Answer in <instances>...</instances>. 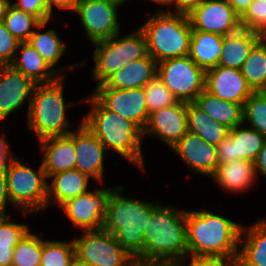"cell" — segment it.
Listing matches in <instances>:
<instances>
[{
    "label": "cell",
    "instance_id": "277c9868",
    "mask_svg": "<svg viewBox=\"0 0 266 266\" xmlns=\"http://www.w3.org/2000/svg\"><path fill=\"white\" fill-rule=\"evenodd\" d=\"M123 190L119 185L111 192L102 229L113 234L122 247L138 259L143 254V233L151 212L160 203L128 198L122 195Z\"/></svg>",
    "mask_w": 266,
    "mask_h": 266
},
{
    "label": "cell",
    "instance_id": "9a60e30c",
    "mask_svg": "<svg viewBox=\"0 0 266 266\" xmlns=\"http://www.w3.org/2000/svg\"><path fill=\"white\" fill-rule=\"evenodd\" d=\"M68 135L74 140L76 151L75 169L88 175L98 185L104 183L106 148L81 122Z\"/></svg>",
    "mask_w": 266,
    "mask_h": 266
},
{
    "label": "cell",
    "instance_id": "7402d4cb",
    "mask_svg": "<svg viewBox=\"0 0 266 266\" xmlns=\"http://www.w3.org/2000/svg\"><path fill=\"white\" fill-rule=\"evenodd\" d=\"M210 179L230 195L247 192L258 181L254 162L246 160L220 163Z\"/></svg>",
    "mask_w": 266,
    "mask_h": 266
},
{
    "label": "cell",
    "instance_id": "8fae6325",
    "mask_svg": "<svg viewBox=\"0 0 266 266\" xmlns=\"http://www.w3.org/2000/svg\"><path fill=\"white\" fill-rule=\"evenodd\" d=\"M125 3L128 4L104 0L76 1L73 13L79 17L82 30L91 44L122 33L118 8Z\"/></svg>",
    "mask_w": 266,
    "mask_h": 266
},
{
    "label": "cell",
    "instance_id": "8992f818",
    "mask_svg": "<svg viewBox=\"0 0 266 266\" xmlns=\"http://www.w3.org/2000/svg\"><path fill=\"white\" fill-rule=\"evenodd\" d=\"M139 29L148 54L157 62L189 55L192 26L187 14L155 11Z\"/></svg>",
    "mask_w": 266,
    "mask_h": 266
},
{
    "label": "cell",
    "instance_id": "9f6ffc18",
    "mask_svg": "<svg viewBox=\"0 0 266 266\" xmlns=\"http://www.w3.org/2000/svg\"><path fill=\"white\" fill-rule=\"evenodd\" d=\"M76 1H91V0H76ZM104 1H111V2H129V0H104Z\"/></svg>",
    "mask_w": 266,
    "mask_h": 266
},
{
    "label": "cell",
    "instance_id": "60d3db41",
    "mask_svg": "<svg viewBox=\"0 0 266 266\" xmlns=\"http://www.w3.org/2000/svg\"><path fill=\"white\" fill-rule=\"evenodd\" d=\"M18 9L35 16L40 22L53 20V14L47 9L46 0H11Z\"/></svg>",
    "mask_w": 266,
    "mask_h": 266
},
{
    "label": "cell",
    "instance_id": "cb8c5ba5",
    "mask_svg": "<svg viewBox=\"0 0 266 266\" xmlns=\"http://www.w3.org/2000/svg\"><path fill=\"white\" fill-rule=\"evenodd\" d=\"M49 21L51 22V20L41 22L30 35L27 42L44 58L54 71L60 76L66 77L64 73H66L67 70V72H69L70 69L75 70L83 66L84 61L83 63L79 62L69 66L56 67L62 59V56L65 55L67 46L64 44L65 42L62 41V38L60 39L59 34L54 28L41 32L42 29L46 28V25L50 23Z\"/></svg>",
    "mask_w": 266,
    "mask_h": 266
},
{
    "label": "cell",
    "instance_id": "11a10c76",
    "mask_svg": "<svg viewBox=\"0 0 266 266\" xmlns=\"http://www.w3.org/2000/svg\"><path fill=\"white\" fill-rule=\"evenodd\" d=\"M162 266H187L183 261L163 262Z\"/></svg>",
    "mask_w": 266,
    "mask_h": 266
},
{
    "label": "cell",
    "instance_id": "4dcf8cb0",
    "mask_svg": "<svg viewBox=\"0 0 266 266\" xmlns=\"http://www.w3.org/2000/svg\"><path fill=\"white\" fill-rule=\"evenodd\" d=\"M188 131L200 136L211 145H219L228 136L229 130L210 118L194 102L187 103Z\"/></svg>",
    "mask_w": 266,
    "mask_h": 266
},
{
    "label": "cell",
    "instance_id": "7c38bea8",
    "mask_svg": "<svg viewBox=\"0 0 266 266\" xmlns=\"http://www.w3.org/2000/svg\"><path fill=\"white\" fill-rule=\"evenodd\" d=\"M113 188L95 190L68 199L59 208L67 220L80 231L101 230L107 213L108 200Z\"/></svg>",
    "mask_w": 266,
    "mask_h": 266
},
{
    "label": "cell",
    "instance_id": "7bdbcfd3",
    "mask_svg": "<svg viewBox=\"0 0 266 266\" xmlns=\"http://www.w3.org/2000/svg\"><path fill=\"white\" fill-rule=\"evenodd\" d=\"M5 134V131L0 134V171H6L9 162L15 156L10 152V144Z\"/></svg>",
    "mask_w": 266,
    "mask_h": 266
},
{
    "label": "cell",
    "instance_id": "4316f807",
    "mask_svg": "<svg viewBox=\"0 0 266 266\" xmlns=\"http://www.w3.org/2000/svg\"><path fill=\"white\" fill-rule=\"evenodd\" d=\"M10 65L36 84L51 83L60 77L28 42L19 43Z\"/></svg>",
    "mask_w": 266,
    "mask_h": 266
},
{
    "label": "cell",
    "instance_id": "d6986e66",
    "mask_svg": "<svg viewBox=\"0 0 266 266\" xmlns=\"http://www.w3.org/2000/svg\"><path fill=\"white\" fill-rule=\"evenodd\" d=\"M265 140L266 136L244 123L237 125L216 146L219 164L235 160L254 162Z\"/></svg>",
    "mask_w": 266,
    "mask_h": 266
},
{
    "label": "cell",
    "instance_id": "836d02e7",
    "mask_svg": "<svg viewBox=\"0 0 266 266\" xmlns=\"http://www.w3.org/2000/svg\"><path fill=\"white\" fill-rule=\"evenodd\" d=\"M42 236L31 230L16 245L11 266H40Z\"/></svg>",
    "mask_w": 266,
    "mask_h": 266
},
{
    "label": "cell",
    "instance_id": "f907efd6",
    "mask_svg": "<svg viewBox=\"0 0 266 266\" xmlns=\"http://www.w3.org/2000/svg\"><path fill=\"white\" fill-rule=\"evenodd\" d=\"M127 266H162V262L142 261V260L134 258Z\"/></svg>",
    "mask_w": 266,
    "mask_h": 266
},
{
    "label": "cell",
    "instance_id": "f1b7e54d",
    "mask_svg": "<svg viewBox=\"0 0 266 266\" xmlns=\"http://www.w3.org/2000/svg\"><path fill=\"white\" fill-rule=\"evenodd\" d=\"M223 36L192 30L189 57L205 71L217 67L222 52Z\"/></svg>",
    "mask_w": 266,
    "mask_h": 266
},
{
    "label": "cell",
    "instance_id": "7a4b0ae2",
    "mask_svg": "<svg viewBox=\"0 0 266 266\" xmlns=\"http://www.w3.org/2000/svg\"><path fill=\"white\" fill-rule=\"evenodd\" d=\"M242 224L209 210L186 209L189 257L239 256Z\"/></svg>",
    "mask_w": 266,
    "mask_h": 266
},
{
    "label": "cell",
    "instance_id": "b9f144b4",
    "mask_svg": "<svg viewBox=\"0 0 266 266\" xmlns=\"http://www.w3.org/2000/svg\"><path fill=\"white\" fill-rule=\"evenodd\" d=\"M189 259V262H188ZM187 260V261H186ZM183 262L187 266H237V258L230 257H187ZM189 263V264H188Z\"/></svg>",
    "mask_w": 266,
    "mask_h": 266
},
{
    "label": "cell",
    "instance_id": "83f0119b",
    "mask_svg": "<svg viewBox=\"0 0 266 266\" xmlns=\"http://www.w3.org/2000/svg\"><path fill=\"white\" fill-rule=\"evenodd\" d=\"M262 37L257 32L242 28L233 34L223 36L218 65L240 70L251 49Z\"/></svg>",
    "mask_w": 266,
    "mask_h": 266
},
{
    "label": "cell",
    "instance_id": "f6af8a7d",
    "mask_svg": "<svg viewBox=\"0 0 266 266\" xmlns=\"http://www.w3.org/2000/svg\"><path fill=\"white\" fill-rule=\"evenodd\" d=\"M203 0H173V7L171 10L176 13L189 14L196 8Z\"/></svg>",
    "mask_w": 266,
    "mask_h": 266
},
{
    "label": "cell",
    "instance_id": "ee69618b",
    "mask_svg": "<svg viewBox=\"0 0 266 266\" xmlns=\"http://www.w3.org/2000/svg\"><path fill=\"white\" fill-rule=\"evenodd\" d=\"M8 204H11L7 189L6 171H0V216H7Z\"/></svg>",
    "mask_w": 266,
    "mask_h": 266
},
{
    "label": "cell",
    "instance_id": "3957f363",
    "mask_svg": "<svg viewBox=\"0 0 266 266\" xmlns=\"http://www.w3.org/2000/svg\"><path fill=\"white\" fill-rule=\"evenodd\" d=\"M142 261L176 262L188 257L186 209L159 204L143 233Z\"/></svg>",
    "mask_w": 266,
    "mask_h": 266
},
{
    "label": "cell",
    "instance_id": "44dd1931",
    "mask_svg": "<svg viewBox=\"0 0 266 266\" xmlns=\"http://www.w3.org/2000/svg\"><path fill=\"white\" fill-rule=\"evenodd\" d=\"M42 165L47 178L53 174L75 169L76 151L69 135L39 140Z\"/></svg>",
    "mask_w": 266,
    "mask_h": 266
},
{
    "label": "cell",
    "instance_id": "74e56055",
    "mask_svg": "<svg viewBox=\"0 0 266 266\" xmlns=\"http://www.w3.org/2000/svg\"><path fill=\"white\" fill-rule=\"evenodd\" d=\"M30 230L28 223H17L10 215L0 216V247L15 248Z\"/></svg>",
    "mask_w": 266,
    "mask_h": 266
},
{
    "label": "cell",
    "instance_id": "ffe728a7",
    "mask_svg": "<svg viewBox=\"0 0 266 266\" xmlns=\"http://www.w3.org/2000/svg\"><path fill=\"white\" fill-rule=\"evenodd\" d=\"M205 90L242 106L254 92L240 70L220 65L206 71Z\"/></svg>",
    "mask_w": 266,
    "mask_h": 266
},
{
    "label": "cell",
    "instance_id": "7dc6e473",
    "mask_svg": "<svg viewBox=\"0 0 266 266\" xmlns=\"http://www.w3.org/2000/svg\"><path fill=\"white\" fill-rule=\"evenodd\" d=\"M254 166L257 177L260 175L266 178V140L254 161Z\"/></svg>",
    "mask_w": 266,
    "mask_h": 266
},
{
    "label": "cell",
    "instance_id": "d590c367",
    "mask_svg": "<svg viewBox=\"0 0 266 266\" xmlns=\"http://www.w3.org/2000/svg\"><path fill=\"white\" fill-rule=\"evenodd\" d=\"M243 123L266 136V91H254L246 100Z\"/></svg>",
    "mask_w": 266,
    "mask_h": 266
},
{
    "label": "cell",
    "instance_id": "db71d44e",
    "mask_svg": "<svg viewBox=\"0 0 266 266\" xmlns=\"http://www.w3.org/2000/svg\"><path fill=\"white\" fill-rule=\"evenodd\" d=\"M68 266H90V265L81 260L77 255H74Z\"/></svg>",
    "mask_w": 266,
    "mask_h": 266
},
{
    "label": "cell",
    "instance_id": "2e32d148",
    "mask_svg": "<svg viewBox=\"0 0 266 266\" xmlns=\"http://www.w3.org/2000/svg\"><path fill=\"white\" fill-rule=\"evenodd\" d=\"M187 132V103L177 101L149 114L147 125L143 129V138L146 135L154 136L172 148Z\"/></svg>",
    "mask_w": 266,
    "mask_h": 266
},
{
    "label": "cell",
    "instance_id": "ba28073f",
    "mask_svg": "<svg viewBox=\"0 0 266 266\" xmlns=\"http://www.w3.org/2000/svg\"><path fill=\"white\" fill-rule=\"evenodd\" d=\"M6 178L11 205L23 216L47 209L48 178L42 162L33 169L14 156L6 169Z\"/></svg>",
    "mask_w": 266,
    "mask_h": 266
},
{
    "label": "cell",
    "instance_id": "816d5d0a",
    "mask_svg": "<svg viewBox=\"0 0 266 266\" xmlns=\"http://www.w3.org/2000/svg\"><path fill=\"white\" fill-rule=\"evenodd\" d=\"M150 1L151 3L153 2L155 5H159L162 6V8H160V10H156V11H170V8L173 7V0H147ZM168 7V9L166 8ZM165 8V9H164Z\"/></svg>",
    "mask_w": 266,
    "mask_h": 266
},
{
    "label": "cell",
    "instance_id": "5bb4252c",
    "mask_svg": "<svg viewBox=\"0 0 266 266\" xmlns=\"http://www.w3.org/2000/svg\"><path fill=\"white\" fill-rule=\"evenodd\" d=\"M188 17L192 30L225 36L241 29L240 17L226 0H203Z\"/></svg>",
    "mask_w": 266,
    "mask_h": 266
},
{
    "label": "cell",
    "instance_id": "d4e9b609",
    "mask_svg": "<svg viewBox=\"0 0 266 266\" xmlns=\"http://www.w3.org/2000/svg\"><path fill=\"white\" fill-rule=\"evenodd\" d=\"M91 179L88 175L77 169L49 176L47 184V208H49L50 204L51 206L56 204L60 207L68 199L88 192L90 190L89 181Z\"/></svg>",
    "mask_w": 266,
    "mask_h": 266
},
{
    "label": "cell",
    "instance_id": "f5cc1de1",
    "mask_svg": "<svg viewBox=\"0 0 266 266\" xmlns=\"http://www.w3.org/2000/svg\"><path fill=\"white\" fill-rule=\"evenodd\" d=\"M11 3V0H0V21L3 20V17L6 14L8 5Z\"/></svg>",
    "mask_w": 266,
    "mask_h": 266
},
{
    "label": "cell",
    "instance_id": "30bf717a",
    "mask_svg": "<svg viewBox=\"0 0 266 266\" xmlns=\"http://www.w3.org/2000/svg\"><path fill=\"white\" fill-rule=\"evenodd\" d=\"M81 232L73 238L75 255L90 266H127L134 259L113 234L103 229Z\"/></svg>",
    "mask_w": 266,
    "mask_h": 266
},
{
    "label": "cell",
    "instance_id": "f35d334b",
    "mask_svg": "<svg viewBox=\"0 0 266 266\" xmlns=\"http://www.w3.org/2000/svg\"><path fill=\"white\" fill-rule=\"evenodd\" d=\"M242 29L257 32L266 37V2L254 0L240 18Z\"/></svg>",
    "mask_w": 266,
    "mask_h": 266
},
{
    "label": "cell",
    "instance_id": "ab89813d",
    "mask_svg": "<svg viewBox=\"0 0 266 266\" xmlns=\"http://www.w3.org/2000/svg\"><path fill=\"white\" fill-rule=\"evenodd\" d=\"M20 41L16 39L0 21V66L10 65L15 57Z\"/></svg>",
    "mask_w": 266,
    "mask_h": 266
},
{
    "label": "cell",
    "instance_id": "4fadbf2b",
    "mask_svg": "<svg viewBox=\"0 0 266 266\" xmlns=\"http://www.w3.org/2000/svg\"><path fill=\"white\" fill-rule=\"evenodd\" d=\"M91 94L106 109L134 122L142 131L147 125L149 113L144 88H94Z\"/></svg>",
    "mask_w": 266,
    "mask_h": 266
},
{
    "label": "cell",
    "instance_id": "1f68e13d",
    "mask_svg": "<svg viewBox=\"0 0 266 266\" xmlns=\"http://www.w3.org/2000/svg\"><path fill=\"white\" fill-rule=\"evenodd\" d=\"M240 71L253 91H266V37L253 46Z\"/></svg>",
    "mask_w": 266,
    "mask_h": 266
},
{
    "label": "cell",
    "instance_id": "e575fe53",
    "mask_svg": "<svg viewBox=\"0 0 266 266\" xmlns=\"http://www.w3.org/2000/svg\"><path fill=\"white\" fill-rule=\"evenodd\" d=\"M74 255L73 239L68 242L42 239L40 266H68Z\"/></svg>",
    "mask_w": 266,
    "mask_h": 266
},
{
    "label": "cell",
    "instance_id": "d6a6232c",
    "mask_svg": "<svg viewBox=\"0 0 266 266\" xmlns=\"http://www.w3.org/2000/svg\"><path fill=\"white\" fill-rule=\"evenodd\" d=\"M6 29L20 42H27L30 35L41 23L35 16L18 9L10 3L3 17Z\"/></svg>",
    "mask_w": 266,
    "mask_h": 266
},
{
    "label": "cell",
    "instance_id": "8d00e7d4",
    "mask_svg": "<svg viewBox=\"0 0 266 266\" xmlns=\"http://www.w3.org/2000/svg\"><path fill=\"white\" fill-rule=\"evenodd\" d=\"M146 104L148 113L161 108L171 106L177 102L172 92L165 86L163 81L156 75L145 87Z\"/></svg>",
    "mask_w": 266,
    "mask_h": 266
},
{
    "label": "cell",
    "instance_id": "f546056e",
    "mask_svg": "<svg viewBox=\"0 0 266 266\" xmlns=\"http://www.w3.org/2000/svg\"><path fill=\"white\" fill-rule=\"evenodd\" d=\"M194 103L201 108L210 118L233 129L243 123V106L230 101L222 100L207 90H204Z\"/></svg>",
    "mask_w": 266,
    "mask_h": 266
},
{
    "label": "cell",
    "instance_id": "681fc988",
    "mask_svg": "<svg viewBox=\"0 0 266 266\" xmlns=\"http://www.w3.org/2000/svg\"><path fill=\"white\" fill-rule=\"evenodd\" d=\"M14 248L0 247V266H11L13 261Z\"/></svg>",
    "mask_w": 266,
    "mask_h": 266
},
{
    "label": "cell",
    "instance_id": "bcb514c9",
    "mask_svg": "<svg viewBox=\"0 0 266 266\" xmlns=\"http://www.w3.org/2000/svg\"><path fill=\"white\" fill-rule=\"evenodd\" d=\"M76 3V0H46V6H47V9L52 13L54 14L53 11L54 8L56 7L57 10H70V11H73V8H74V5Z\"/></svg>",
    "mask_w": 266,
    "mask_h": 266
},
{
    "label": "cell",
    "instance_id": "52a82bcc",
    "mask_svg": "<svg viewBox=\"0 0 266 266\" xmlns=\"http://www.w3.org/2000/svg\"><path fill=\"white\" fill-rule=\"evenodd\" d=\"M121 33L105 40L93 43L92 80L95 87L103 84L111 75L127 63L148 55L147 41L144 33L138 28L126 35Z\"/></svg>",
    "mask_w": 266,
    "mask_h": 266
},
{
    "label": "cell",
    "instance_id": "c3c4849f",
    "mask_svg": "<svg viewBox=\"0 0 266 266\" xmlns=\"http://www.w3.org/2000/svg\"><path fill=\"white\" fill-rule=\"evenodd\" d=\"M241 18L254 0H226Z\"/></svg>",
    "mask_w": 266,
    "mask_h": 266
},
{
    "label": "cell",
    "instance_id": "603a6c76",
    "mask_svg": "<svg viewBox=\"0 0 266 266\" xmlns=\"http://www.w3.org/2000/svg\"><path fill=\"white\" fill-rule=\"evenodd\" d=\"M158 63L148 54L127 63L103 84L94 88L134 89L144 88L156 75Z\"/></svg>",
    "mask_w": 266,
    "mask_h": 266
},
{
    "label": "cell",
    "instance_id": "484cf974",
    "mask_svg": "<svg viewBox=\"0 0 266 266\" xmlns=\"http://www.w3.org/2000/svg\"><path fill=\"white\" fill-rule=\"evenodd\" d=\"M238 262L241 266H266V217L242 225Z\"/></svg>",
    "mask_w": 266,
    "mask_h": 266
},
{
    "label": "cell",
    "instance_id": "5b68a950",
    "mask_svg": "<svg viewBox=\"0 0 266 266\" xmlns=\"http://www.w3.org/2000/svg\"><path fill=\"white\" fill-rule=\"evenodd\" d=\"M64 76L51 83L36 84L27 113V126L36 139L68 135L75 123L66 112L73 103L65 102ZM67 104V105H66Z\"/></svg>",
    "mask_w": 266,
    "mask_h": 266
},
{
    "label": "cell",
    "instance_id": "9c48e42d",
    "mask_svg": "<svg viewBox=\"0 0 266 266\" xmlns=\"http://www.w3.org/2000/svg\"><path fill=\"white\" fill-rule=\"evenodd\" d=\"M157 75L177 101L194 102L205 90L206 71L189 56L158 63Z\"/></svg>",
    "mask_w": 266,
    "mask_h": 266
},
{
    "label": "cell",
    "instance_id": "ac0fdd59",
    "mask_svg": "<svg viewBox=\"0 0 266 266\" xmlns=\"http://www.w3.org/2000/svg\"><path fill=\"white\" fill-rule=\"evenodd\" d=\"M171 150L192 173L201 174L203 177L210 178L219 165L217 147L189 131Z\"/></svg>",
    "mask_w": 266,
    "mask_h": 266
},
{
    "label": "cell",
    "instance_id": "e0dca14e",
    "mask_svg": "<svg viewBox=\"0 0 266 266\" xmlns=\"http://www.w3.org/2000/svg\"><path fill=\"white\" fill-rule=\"evenodd\" d=\"M36 83L11 65L0 66V124L15 111L24 107L28 109Z\"/></svg>",
    "mask_w": 266,
    "mask_h": 266
},
{
    "label": "cell",
    "instance_id": "6da1fadb",
    "mask_svg": "<svg viewBox=\"0 0 266 266\" xmlns=\"http://www.w3.org/2000/svg\"><path fill=\"white\" fill-rule=\"evenodd\" d=\"M79 102L91 106L81 122L99 139L106 151L117 153L146 172L142 150L143 131L134 122L106 109L92 94Z\"/></svg>",
    "mask_w": 266,
    "mask_h": 266
}]
</instances>
